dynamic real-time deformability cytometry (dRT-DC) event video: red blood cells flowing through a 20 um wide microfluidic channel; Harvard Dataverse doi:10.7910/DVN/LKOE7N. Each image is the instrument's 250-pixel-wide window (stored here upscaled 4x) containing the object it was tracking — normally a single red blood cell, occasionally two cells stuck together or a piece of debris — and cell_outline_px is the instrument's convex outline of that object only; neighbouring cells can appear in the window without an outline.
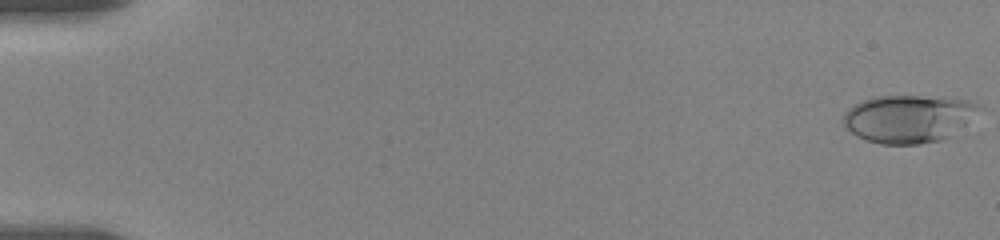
{"species": "human", "species_latin": "Homo sapiens", "temperature_condition": "room temperature", "stored_images_in_passage": 46, "camera_frame_rate_fps": 3000, "um_per_image_px": 0.085, "donor": {"sex": "female"}, "frame": {"image": 1, "passage_image": 1, "time_ms": 0.0, "image_size_px": [1000, 240], "cell_outline_px": [[984, 108], [964, 124], [948, 136], [940, 140], [920, 144], [880, 144], [856, 136], [844, 124], [844, 112], [848, 108], [864, 100], [880, 96], [944, 96], [968, 100], [984, 104]], "centroid_in_image_um": [77.27, 10.06], "position_along_channel_um": 7.7, "area_um2": 37.74}}
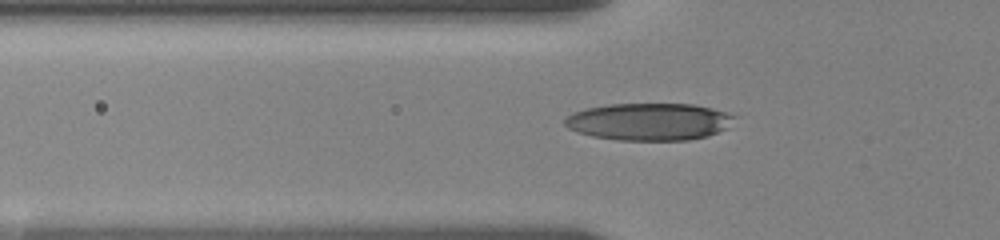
{"frame": {"image": 2, "passage_image": 40, "time_ms": 6.333, "image_size_px": [1000, 240], "cell_outline_px": [[736, 116], [728, 128], [708, 136], [688, 140], [616, 140], [592, 136], [576, 132], [568, 128], [564, 124], [564, 120], [572, 112], [588, 108], [608, 104], [692, 104], [724, 112]], "centroid_in_image_um": [55.15, 10.35], "position_along_channel_um": 70.7, "area_um2": 36.76}}
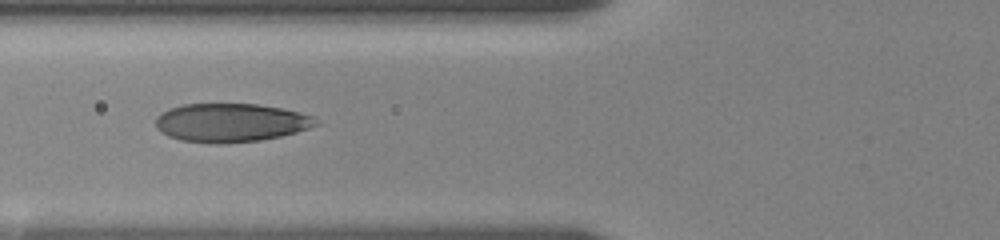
{"frame": {"image": 3, "passage_image": 45, "time_ms": 7.333, "image_size_px": [1000, 240], "cell_outline_px": [[320, 124], [296, 132], [280, 136], [260, 140], [220, 144], [212, 144], [180, 140], [168, 136], [160, 132], [156, 128], [156, 116], [160, 112], [168, 108], [184, 104], [260, 104], [280, 108], [312, 116]], "centroid_in_image_um": [19.55, 10.43], "position_along_channel_um": 106.3, "area_um2": 36.13}}